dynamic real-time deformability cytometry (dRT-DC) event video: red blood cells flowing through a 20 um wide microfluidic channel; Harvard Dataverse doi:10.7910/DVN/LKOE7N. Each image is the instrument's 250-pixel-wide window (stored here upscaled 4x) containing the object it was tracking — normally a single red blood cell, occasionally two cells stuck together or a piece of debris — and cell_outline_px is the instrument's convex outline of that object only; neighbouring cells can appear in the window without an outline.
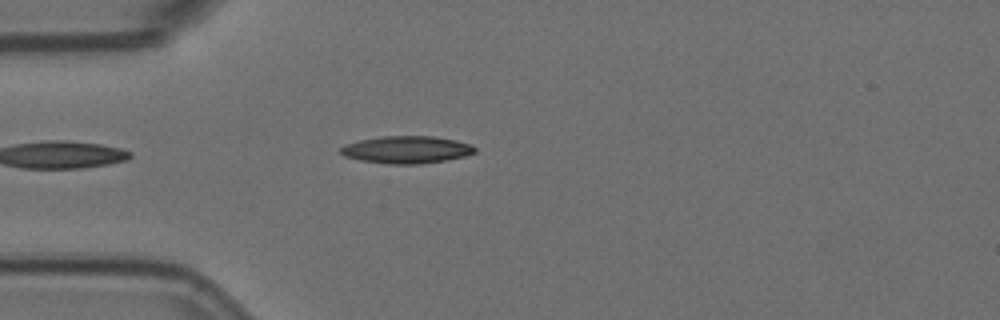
{"species": "Egyptian fruit bat (a non-hibernating species)", "species_latin": "Rousettus aegyptiacus", "temperature_condition": "room temperature", "stored_images_in_passage": 2, "camera_frame_rate_fps": 3000, "um_per_image_px": 0.085, "animal": {"sex": "female"}, "frame": {"image": 1, "passage_image": 2, "time_ms": 0.333, "image_size_px": [1000, 320], "cell_outline_px": [[476, 152], [464, 156], [444, 160], [420, 164], [388, 164], [360, 160], [344, 156], [340, 152], [340, 148], [344, 144], [360, 140], [380, 136], [432, 136], [456, 140], [472, 144], [476, 148]], "centroid_in_image_um": [34.55, 12.72], "position_along_channel_um": 50.4, "area_um2": 21.44}}